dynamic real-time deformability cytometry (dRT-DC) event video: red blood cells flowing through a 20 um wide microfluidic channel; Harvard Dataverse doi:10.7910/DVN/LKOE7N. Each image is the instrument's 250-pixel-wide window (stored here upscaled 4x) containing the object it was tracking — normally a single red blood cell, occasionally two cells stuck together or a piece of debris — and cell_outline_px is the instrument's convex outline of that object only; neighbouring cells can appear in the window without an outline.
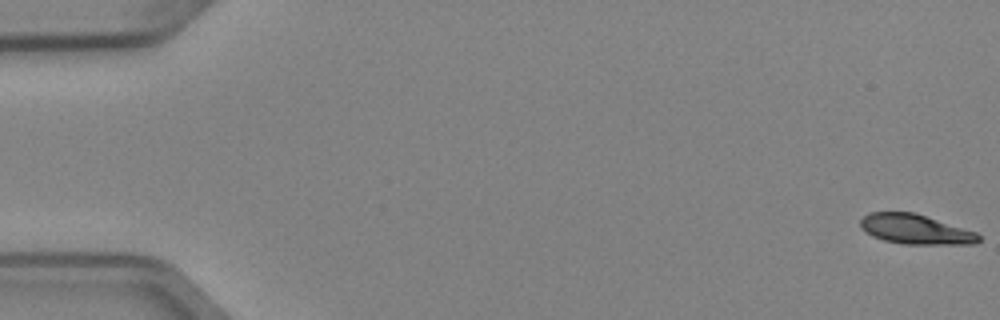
{"species": "Egyptian fruit bat (a non-hibernating species)", "species_latin": "Rousettus aegyptiacus", "temperature_condition": "cold", "stored_images_in_passage": 8, "camera_frame_rate_fps": 3000, "um_per_image_px": 0.085, "animal": {"sex": "female"}, "frame": {"image": 1, "passage_image": 1, "time_ms": 0.0, "image_size_px": [1000, 320], "cell_outline_px": [[980, 240], [976, 244], [904, 244], [884, 240], [872, 236], [860, 228], [860, 220], [868, 212], [916, 212], [976, 232], [980, 236]], "centroid_in_image_um": [77.81, 19.48], "position_along_channel_um": 7.2, "area_um2": 20.63}}